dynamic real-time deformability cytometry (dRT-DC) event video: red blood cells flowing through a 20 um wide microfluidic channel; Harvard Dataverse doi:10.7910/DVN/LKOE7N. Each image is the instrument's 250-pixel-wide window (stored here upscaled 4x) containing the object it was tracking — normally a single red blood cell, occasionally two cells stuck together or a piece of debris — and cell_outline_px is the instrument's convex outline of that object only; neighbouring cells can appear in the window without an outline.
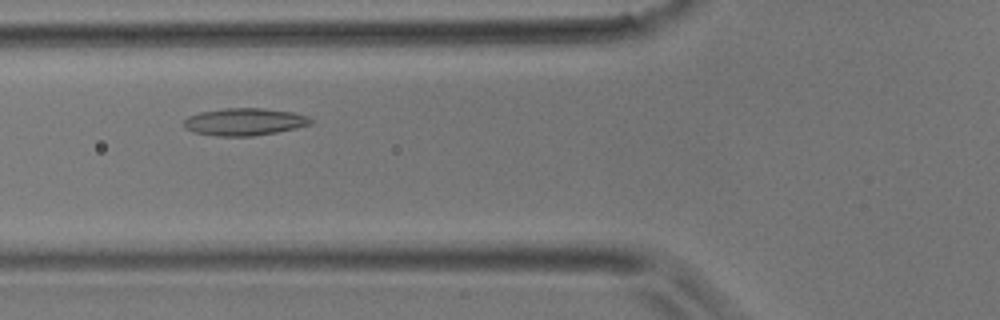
{"species": "common noctule bat (a hibernating species)", "species_latin": "Nyctalus noctula", "temperature_condition": "room temperature", "stored_images_in_passage": 6, "camera_frame_rate_fps": 3000, "um_per_image_px": 0.085, "animal": {"sex": "male", "body_mass_g": 17.9}, "frame": {"image": 1, "passage_image": 5, "time_ms": 1.333, "image_size_px": [1000, 320], "cell_outline_px": [[312, 124], [296, 128], [276, 132], [252, 136], [216, 136], [192, 132], [184, 128], [184, 120], [188, 116], [200, 112], [224, 108], [264, 108], [292, 112], [308, 116], [312, 120]], "centroid_in_image_um": [20.76, 10.35], "position_along_channel_um": 105.0, "area_um2": 20.29}}
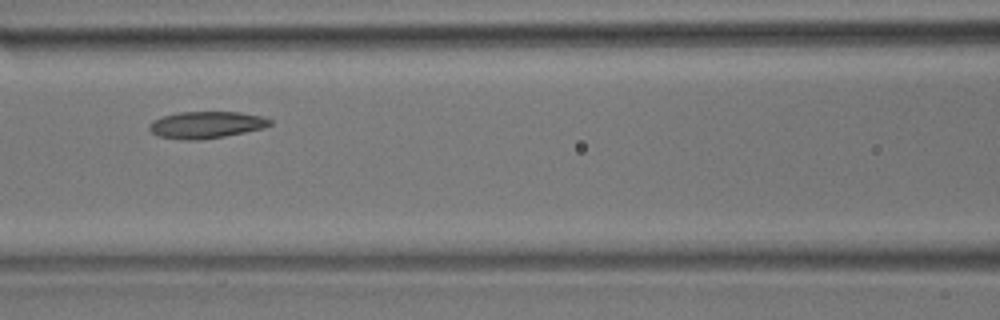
{"frame": {"image": 2, "passage_image": 6, "time_ms": 1.667, "image_size_px": [1000, 320], "cell_outline_px": [[272, 124], [264, 128], [224, 136], [200, 140], [184, 140], [156, 136], [148, 128], [148, 124], [152, 120], [176, 112], [240, 112], [260, 116], [272, 120]], "centroid_in_image_um": [17.49, 10.61], "position_along_channel_um": 149.1, "area_um2": 18.96}}